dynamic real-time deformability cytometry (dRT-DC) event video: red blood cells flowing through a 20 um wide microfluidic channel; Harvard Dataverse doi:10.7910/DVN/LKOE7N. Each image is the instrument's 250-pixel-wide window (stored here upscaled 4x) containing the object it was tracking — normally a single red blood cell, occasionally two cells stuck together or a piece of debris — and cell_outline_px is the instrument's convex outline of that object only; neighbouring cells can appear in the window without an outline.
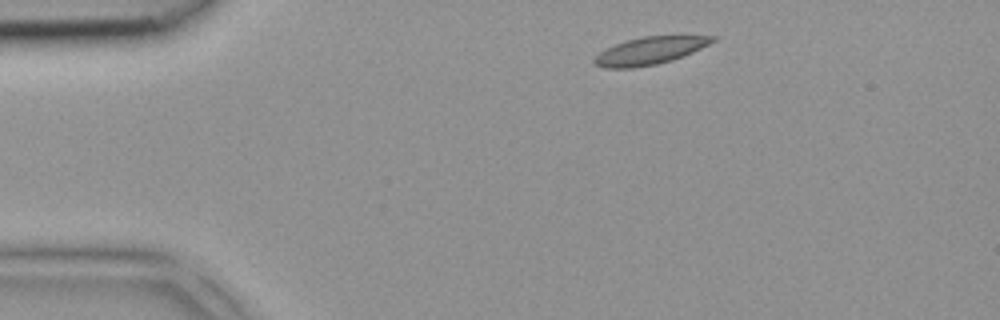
{"species": "common noctule bat (a hibernating species)", "species_latin": "Nyctalus noctula", "temperature_condition": "room temperature", "stored_images_in_passage": 4, "camera_frame_rate_fps": 3000, "um_per_image_px": 0.085, "animal": {"sex": "female", "body_mass_g": 18.4}, "frame": {"image": 1, "passage_image": 4, "time_ms": 1.0, "image_size_px": [1000, 320], "cell_outline_px": [[716, 40], [692, 52], [672, 60], [656, 64], [632, 68], [604, 68], [596, 64], [592, 60], [600, 52], [616, 44], [628, 40], [644, 36], [716, 36]], "centroid_in_image_um": [55.22, 4.32], "position_along_channel_um": 29.8, "area_um2": 18.5}}